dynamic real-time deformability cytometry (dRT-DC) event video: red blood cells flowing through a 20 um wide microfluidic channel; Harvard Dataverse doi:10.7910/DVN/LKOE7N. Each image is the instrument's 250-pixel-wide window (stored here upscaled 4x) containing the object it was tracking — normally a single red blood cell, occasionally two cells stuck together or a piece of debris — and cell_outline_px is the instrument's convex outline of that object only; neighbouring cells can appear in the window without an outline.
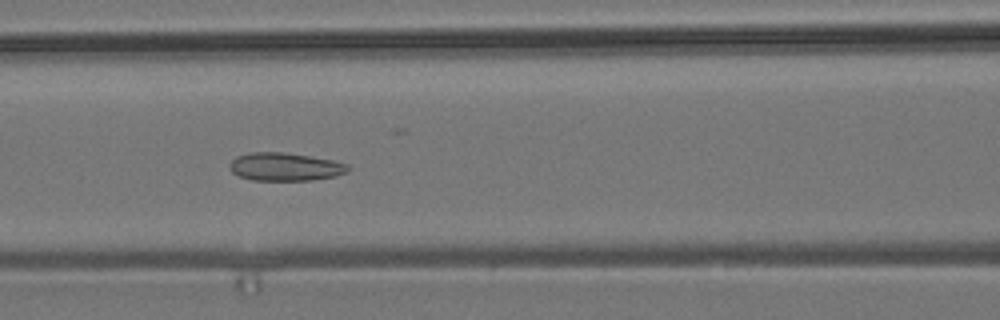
{"species": "common noctule bat (a hibernating species)", "species_latin": "Nyctalus noctula", "temperature_condition": "room temperature", "stored_images_in_passage": 9, "camera_frame_rate_fps": 3000, "um_per_image_px": 0.085, "animal": {"sex": "male", "body_mass_g": 19.2, "forearm_length_mm": 51.8}, "frame": {"image": 1, "passage_image": 7, "time_ms": 7.0, "image_size_px": [1000, 320], "cell_outline_px": [[352, 168], [348, 172], [336, 176], [312, 180], [252, 180], [240, 176], [232, 172], [228, 168], [228, 164], [236, 156], [248, 152], [284, 152], [332, 160], [348, 164]], "centroid_in_image_um": [24.23, 14.17], "position_along_channel_um": 142.4, "area_um2": 19.54}}
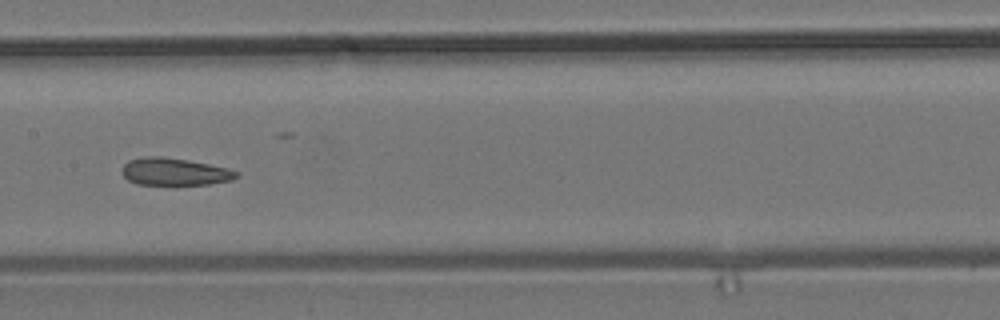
{"frame": {"image": 2, "passage_image": 8, "time_ms": 8.333, "image_size_px": [1000, 320], "cell_outline_px": [[240, 176], [232, 180], [208, 184], [136, 184], [128, 180], [120, 172], [124, 164], [128, 160], [144, 156], [160, 156], [188, 160], [228, 168], [240, 172]], "centroid_in_image_um": [14.83, 14.59], "position_along_channel_um": 192.6, "area_um2": 18.32}}
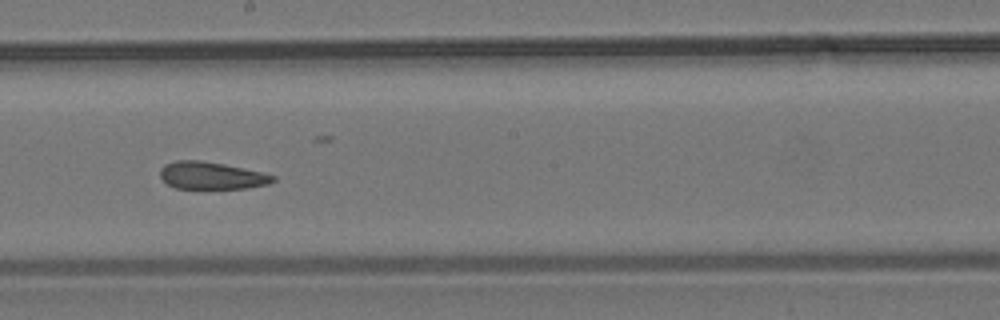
{"frame": {"image": 3, "passage_image": 9, "time_ms": 9.333, "image_size_px": [1000, 320], "cell_outline_px": [[276, 180], [268, 184], [248, 188], [176, 188], [168, 184], [160, 176], [160, 168], [164, 164], [176, 160], [200, 160], [224, 164], [264, 172], [276, 176]], "centroid_in_image_um": [18.0, 14.91], "position_along_channel_um": 230.2, "area_um2": 18.03}}